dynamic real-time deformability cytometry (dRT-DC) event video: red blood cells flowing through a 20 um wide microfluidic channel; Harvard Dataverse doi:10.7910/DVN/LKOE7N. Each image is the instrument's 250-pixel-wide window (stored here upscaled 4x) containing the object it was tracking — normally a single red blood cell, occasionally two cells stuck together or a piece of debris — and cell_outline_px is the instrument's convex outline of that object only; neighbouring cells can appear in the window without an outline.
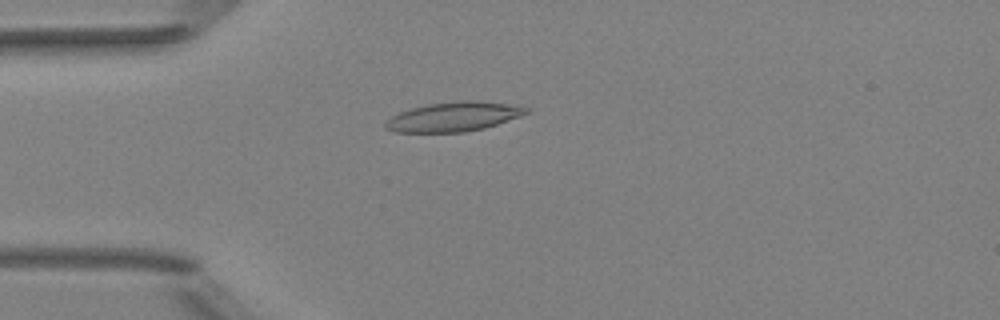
{"species": "Egyptian fruit bat (a non-hibernating species)", "species_latin": "Rousettus aegyptiacus", "temperature_condition": "room temperature", "stored_images_in_passage": 44, "camera_frame_rate_fps": 3000, "um_per_image_px": 0.085, "animal": {"sex": "female"}, "frame": {"image": 1, "passage_image": 7, "time_ms": 2.0, "image_size_px": [1000, 320], "cell_outline_px": [[532, 112], [484, 128], [464, 132], [392, 132], [384, 128], [384, 124], [392, 116], [400, 112], [412, 108], [428, 104], [460, 100], [480, 100], [520, 104], [532, 108]], "centroid_in_image_um": [38.66, 9.9], "position_along_channel_um": 46.3, "area_um2": 24.57}}
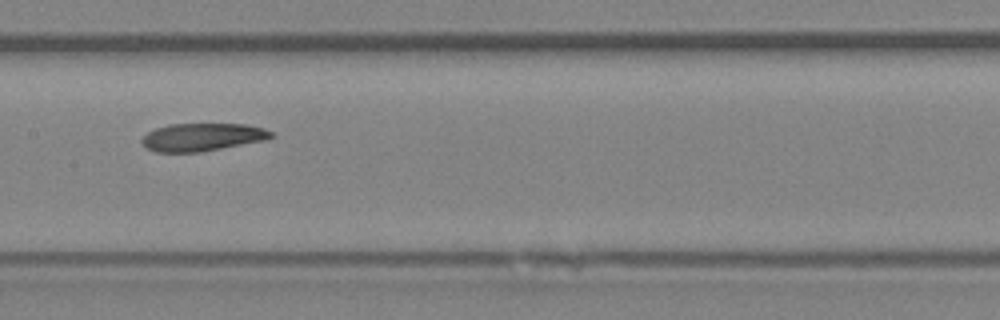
{"frame": {"image": 2, "passage_image": 19, "time_ms": 6.0, "image_size_px": [1000, 320], "cell_outline_px": [[272, 136], [264, 140], [200, 152], [156, 152], [148, 148], [140, 140], [148, 132], [156, 128], [168, 124], [248, 124], [264, 128], [272, 132]], "centroid_in_image_um": [17.18, 11.64], "position_along_channel_um": 190.2, "area_um2": 20.75}}
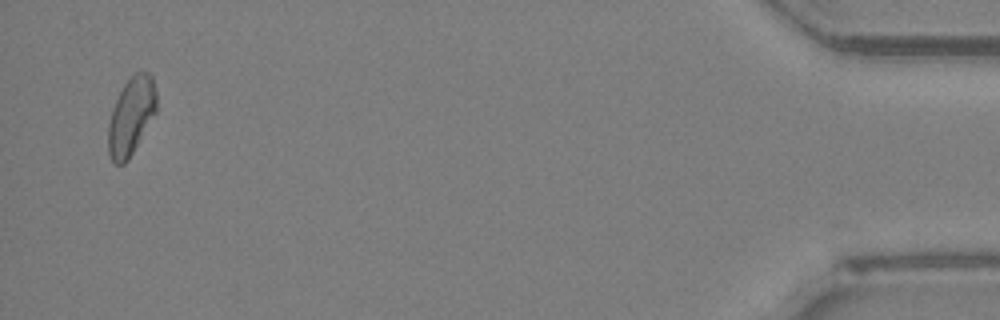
{"frame": {"image": 3, "passage_image": 43, "time_ms": 14.0, "image_size_px": [1000, 320], "cell_outline_px": [[156, 112], [128, 160], [124, 164], [116, 164], [112, 160], [108, 152], [108, 124], [112, 108], [124, 84], [140, 68], [148, 72], [152, 76], [156, 92]], "centroid_in_image_um": [11.15, 9.84], "position_along_channel_um": 424.1, "area_um2": 21.79}, "authors_computed_cell_mechanics": {"area_um2": 22.0507, "velocity_mm_per_s": 4.0167, "shape_relaxation_time_tau1_ms": null, "shape_relaxation_time_tau2_ms": 8.0155, "deformation_change_tau1": null, "deformation_change_tau2": 0.138}}